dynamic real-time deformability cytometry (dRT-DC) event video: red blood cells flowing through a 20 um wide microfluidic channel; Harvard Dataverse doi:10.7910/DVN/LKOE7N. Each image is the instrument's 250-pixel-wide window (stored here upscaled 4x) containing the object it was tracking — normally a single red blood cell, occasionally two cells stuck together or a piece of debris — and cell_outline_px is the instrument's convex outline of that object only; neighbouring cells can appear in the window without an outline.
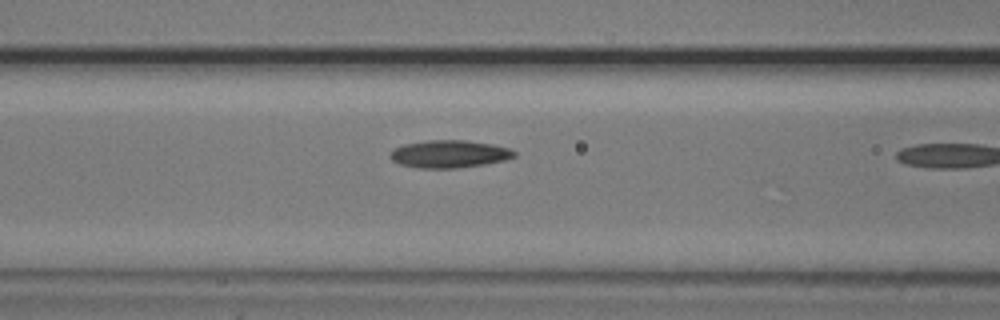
{"species": "common noctule bat (a hibernating species)", "species_latin": "Nyctalus noctula", "temperature_condition": "cold", "stored_images_in_passage": 11, "camera_frame_rate_fps": 3000, "um_per_image_px": 0.085, "animal": {"sex": "male", "body_mass_g": 20.5, "forearm_length_mm": 52.5}, "frame": {"image": 1, "passage_image": 10, "time_ms": 3.0, "image_size_px": [1000, 320], "cell_outline_px": [[516, 156], [508, 160], [484, 164], [456, 168], [416, 168], [400, 164], [392, 160], [388, 156], [396, 148], [404, 144], [428, 140], [464, 140], [492, 144], [508, 148], [516, 152]], "centroid_in_image_um": [38.21, 13.09], "position_along_channel_um": 128.4, "area_um2": 19.94}}